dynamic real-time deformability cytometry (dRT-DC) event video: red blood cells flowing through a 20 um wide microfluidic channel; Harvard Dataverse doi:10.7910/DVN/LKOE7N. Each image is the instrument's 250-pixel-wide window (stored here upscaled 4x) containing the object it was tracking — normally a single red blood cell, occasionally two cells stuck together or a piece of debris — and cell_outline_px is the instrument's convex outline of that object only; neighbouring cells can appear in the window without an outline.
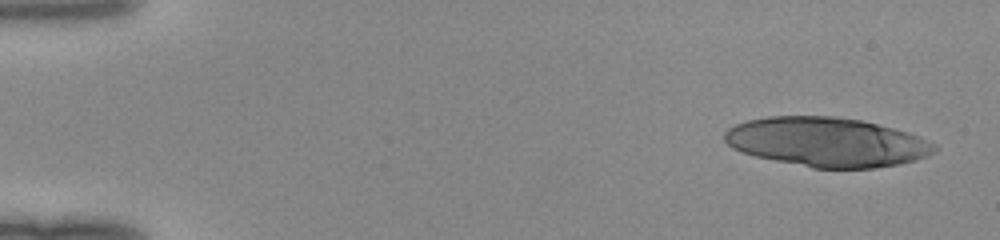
{"species": "human", "species_latin": "Homo sapiens", "temperature_condition": "room temperature", "stored_images_in_passage": 17, "camera_frame_rate_fps": 3000, "um_per_image_px": 0.085, "donor": {"sex": "female"}, "frame": {"image": 1, "passage_image": 3, "time_ms": 0.667, "image_size_px": [1000, 240], "cell_outline_px": [[936, 152], [928, 156], [916, 160], [900, 164], [872, 168], [812, 168], [756, 156], [740, 152], [732, 148], [724, 140], [724, 132], [728, 128], [736, 124], [748, 120], [768, 116], [836, 116], [860, 120], [908, 132], [936, 144]], "centroid_in_image_um": [70.28, 12.07], "position_along_channel_um": 14.7, "area_um2": 60.34}}